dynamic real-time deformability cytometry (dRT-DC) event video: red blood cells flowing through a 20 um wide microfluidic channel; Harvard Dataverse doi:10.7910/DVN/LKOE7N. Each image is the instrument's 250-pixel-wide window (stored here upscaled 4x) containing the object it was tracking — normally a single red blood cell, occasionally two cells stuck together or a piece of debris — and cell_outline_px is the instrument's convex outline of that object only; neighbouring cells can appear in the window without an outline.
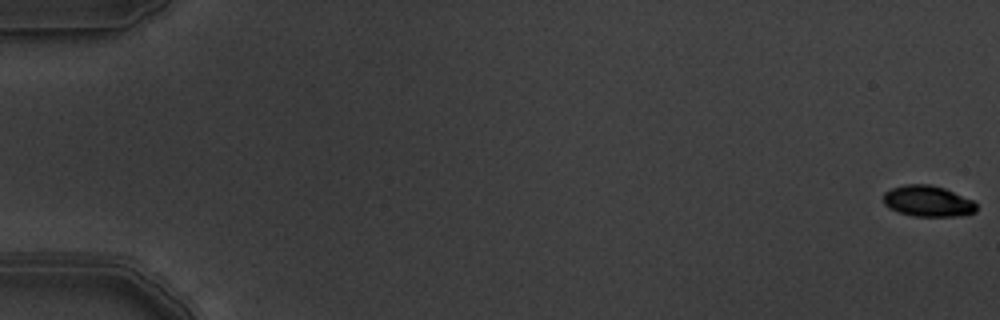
{"species": "common noctule bat (a hibernating species)", "species_latin": "Nyctalus noctula", "temperature_condition": "warm", "stored_images_in_passage": 7, "camera_frame_rate_fps": 3000, "um_per_image_px": 0.085, "animal": {"sex": "male", "body_mass_g": 19.5, "forearm_length_mm": 54.6}, "frame": {"image": 1, "passage_image": 1, "time_ms": 0.0, "image_size_px": [1000, 320], "cell_outline_px": [[976, 212], [960, 216], [912, 216], [888, 208], [884, 204], [884, 192], [892, 188], [904, 184], [928, 184], [944, 188], [972, 200], [976, 204]], "centroid_in_image_um": [78.85, 17.1], "position_along_channel_um": 6.2, "area_um2": 16.76}}
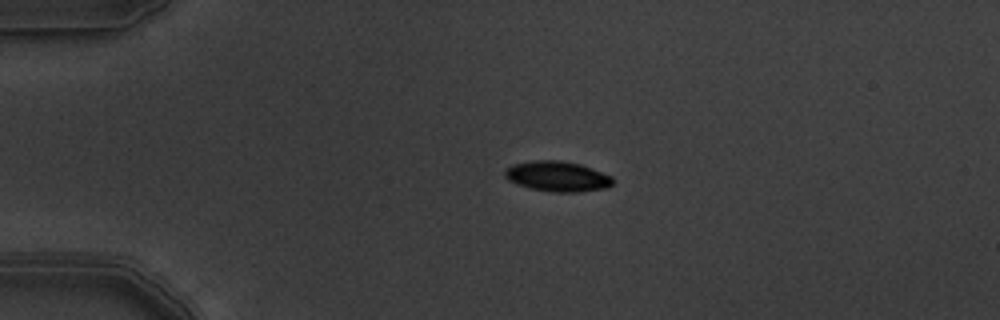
{"frame": {"image": 2, "passage_image": 5, "time_ms": 1.333, "image_size_px": [1000, 320], "cell_outline_px": [[612, 184], [608, 188], [576, 192], [556, 192], [532, 188], [516, 184], [508, 180], [504, 176], [504, 172], [512, 164], [536, 160], [560, 160], [580, 164], [592, 168], [612, 176]], "centroid_in_image_um": [47.39, 14.98], "position_along_channel_um": 37.6, "area_um2": 18.96}}
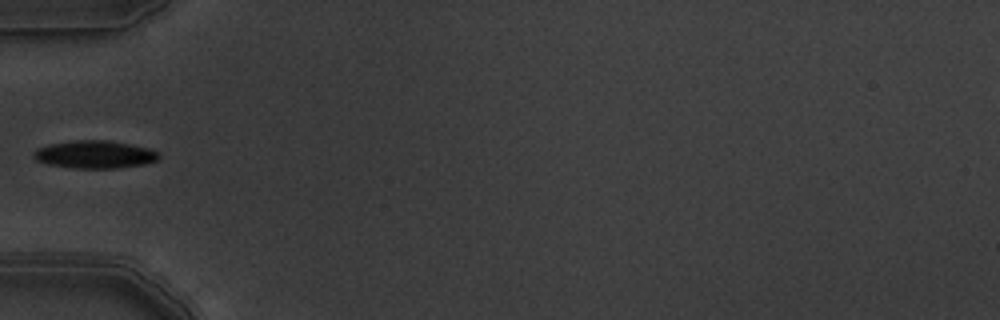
{"frame": {"image": 3, "passage_image": 7, "time_ms": 2.0, "image_size_px": [1000, 320], "cell_outline_px": [[160, 156], [156, 160], [144, 164], [116, 168], [72, 168], [48, 164], [36, 160], [32, 156], [32, 152], [36, 148], [48, 144], [76, 140], [108, 140], [148, 148], [160, 152]], "centroid_in_image_um": [8.01, 13.12], "position_along_channel_um": 77.0, "area_um2": 20.29}}